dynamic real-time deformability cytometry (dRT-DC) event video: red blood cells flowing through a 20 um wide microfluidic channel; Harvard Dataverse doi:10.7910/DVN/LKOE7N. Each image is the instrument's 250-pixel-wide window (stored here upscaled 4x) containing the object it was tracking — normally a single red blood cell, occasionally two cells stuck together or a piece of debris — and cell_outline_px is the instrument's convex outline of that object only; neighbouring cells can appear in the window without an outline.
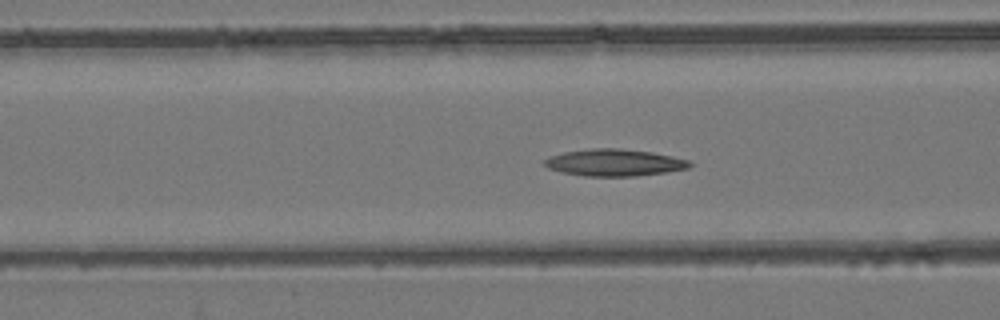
{"species": "common noctule bat (a hibernating species)", "species_latin": "Nyctalus noctula", "temperature_condition": "room temperature", "stored_images_in_passage": 37, "camera_frame_rate_fps": 3000, "um_per_image_px": 0.085, "animal": {"sex": "female", "body_mass_g": 24.6, "forearm_length_mm": 56.2}, "frame": {"image": 1, "passage_image": 5, "time_ms": 1.333, "image_size_px": [1000, 320], "cell_outline_px": [[692, 164], [688, 168], [664, 172], [636, 176], [584, 176], [560, 172], [548, 168], [544, 164], [544, 160], [552, 156], [564, 152], [592, 148], [616, 148], [652, 152], [672, 156], [688, 160]], "centroid_in_image_um": [52.2, 13.82], "position_along_channel_um": 114.4, "area_um2": 22.6}}
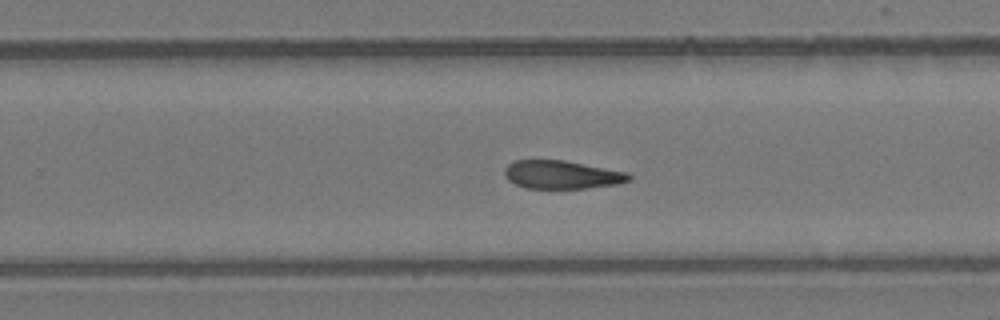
{"frame": {"image": 2, "passage_image": 18, "time_ms": 5.667, "image_size_px": [1000, 320], "cell_outline_px": [[632, 180], [620, 184], [584, 188], [524, 188], [508, 180], [504, 176], [504, 168], [508, 164], [516, 160], [564, 160], [628, 172], [632, 176]], "centroid_in_image_um": [47.77, 14.85], "position_along_channel_um": 282.0, "area_um2": 20.63}}
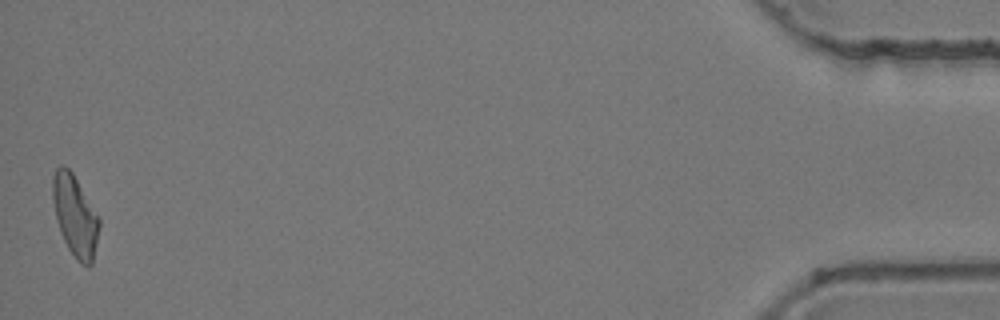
{"frame": {"image": 3, "passage_image": 37, "time_ms": 12.0, "image_size_px": [1000, 320], "cell_outline_px": [[100, 224], [92, 264], [88, 268], [80, 264], [76, 260], [68, 248], [60, 232], [56, 220], [52, 200], [52, 176], [56, 168], [60, 164], [64, 164], [72, 172], [100, 220]], "centroid_in_image_um": [6.35, 18.35], "position_along_channel_um": 428.8, "area_um2": 22.02}, "authors_computed_cell_mechanics": {"area_um2": 21.5594, "velocity_mm_per_s": 3.8768, "shape_relaxation_time_tau1_ms": 9.9889, "shape_relaxation_time_tau2_ms": 10.5833, "deformation_change_tau1": 0.2426, "deformation_change_tau2": 0.2036}}